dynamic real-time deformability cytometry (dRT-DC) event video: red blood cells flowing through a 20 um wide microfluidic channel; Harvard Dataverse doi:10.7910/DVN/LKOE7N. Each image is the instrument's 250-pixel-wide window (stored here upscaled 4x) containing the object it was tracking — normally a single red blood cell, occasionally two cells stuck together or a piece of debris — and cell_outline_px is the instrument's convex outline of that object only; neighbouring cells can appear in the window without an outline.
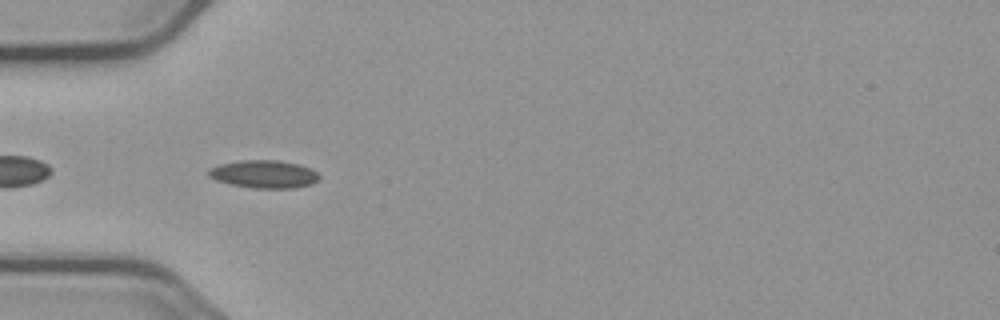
{"species": "common noctule bat (a hibernating species)", "species_latin": "Nyctalus noctula", "temperature_condition": "cold", "stored_images_in_passage": 6, "camera_frame_rate_fps": 3000, "um_per_image_px": 0.085, "animal": {"sex": "male", "body_mass_g": 23.1, "forearm_length_mm": 52.7}, "frame": {"image": 1, "passage_image": 5, "time_ms": 4.667, "image_size_px": [1000, 320], "cell_outline_px": [[320, 176], [312, 184], [292, 188], [252, 188], [232, 184], [216, 180], [208, 176], [208, 168], [220, 164], [240, 160], [280, 160], [300, 164], [316, 172]], "centroid_in_image_um": [22.41, 14.79], "position_along_channel_um": 62.6, "area_um2": 17.92}}
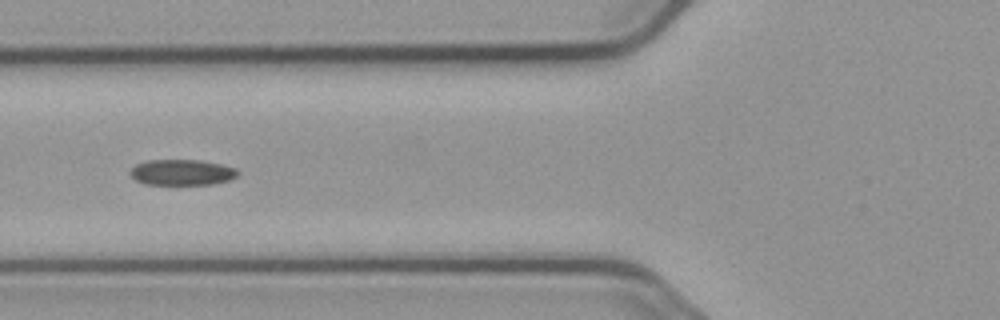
{"frame": {"image": 2, "passage_image": 6, "time_ms": 6.0, "image_size_px": [1000, 320], "cell_outline_px": [[240, 172], [236, 176], [228, 180], [212, 184], [144, 184], [136, 180], [128, 172], [136, 164], [148, 160], [200, 160], [220, 164], [236, 168]], "centroid_in_image_um": [15.45, 14.64], "position_along_channel_um": 110.3, "area_um2": 16.07}}